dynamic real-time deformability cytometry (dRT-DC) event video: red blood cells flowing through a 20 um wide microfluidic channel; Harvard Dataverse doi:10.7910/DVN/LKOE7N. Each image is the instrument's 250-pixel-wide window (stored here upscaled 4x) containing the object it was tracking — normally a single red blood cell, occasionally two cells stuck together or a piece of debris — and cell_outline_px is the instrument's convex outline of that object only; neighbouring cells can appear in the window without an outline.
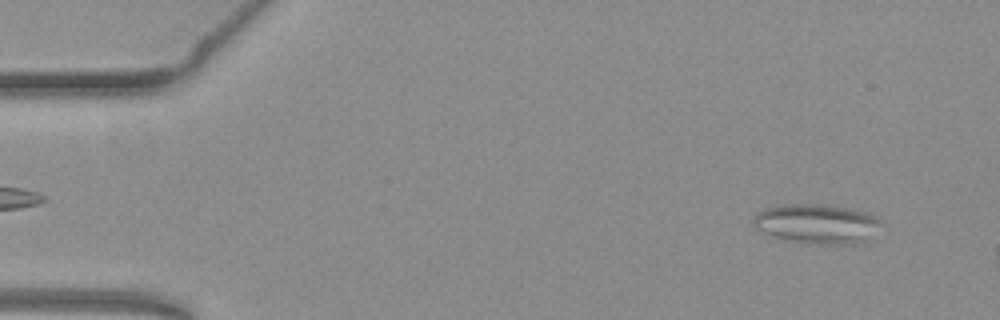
{"species": "common noctule bat (a hibernating species)", "species_latin": "Nyctalus noctula", "temperature_condition": "warm", "stored_images_in_passage": 12, "camera_frame_rate_fps": 3000, "um_per_image_px": 0.085, "animal": {"sex": "female", "body_mass_g": 19.3, "forearm_length_mm": 54.1}, "frame": {"image": 1, "passage_image": 4, "time_ms": 1.0, "image_size_px": [1000, 320], "cell_outline_px": [[880, 224], [864, 240], [852, 244], [820, 244], [792, 240], [776, 236], [756, 228], [752, 224], [752, 220], [764, 208], [784, 204], [820, 204], [844, 208], [864, 212], [880, 220]], "centroid_in_image_um": [69.38, 19.0], "position_along_channel_um": 15.6, "area_um2": 28.32}}